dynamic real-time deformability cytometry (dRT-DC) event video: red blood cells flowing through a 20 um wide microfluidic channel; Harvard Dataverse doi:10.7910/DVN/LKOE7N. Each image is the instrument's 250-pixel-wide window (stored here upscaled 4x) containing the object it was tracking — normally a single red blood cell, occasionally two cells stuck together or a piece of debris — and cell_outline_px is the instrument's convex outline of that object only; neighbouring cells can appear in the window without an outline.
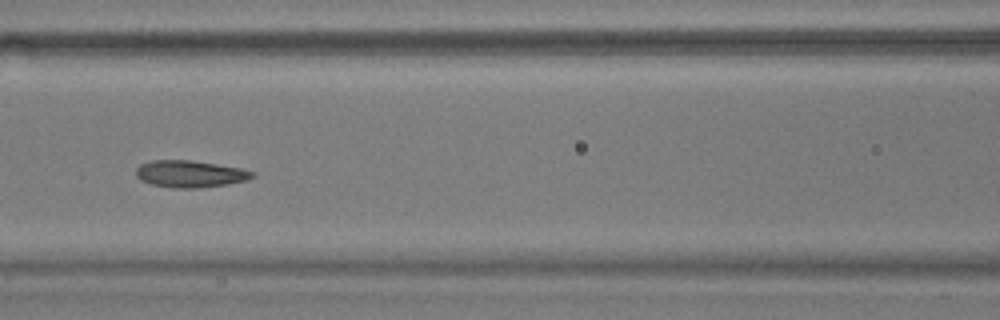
{"species": "common noctule bat (a hibernating species)", "species_latin": "Nyctalus noctula", "temperature_condition": "warm", "stored_images_in_passage": 30, "camera_frame_rate_fps": 3000, "um_per_image_px": 0.085, "animal": {"sex": "male", "body_mass_g": 17.9}, "frame": {"image": 1, "passage_image": 9, "time_ms": 2.667, "image_size_px": [1000, 320], "cell_outline_px": [[256, 176], [248, 180], [228, 184], [200, 188], [172, 188], [152, 184], [140, 180], [136, 176], [136, 168], [140, 164], [152, 160], [192, 160], [240, 168], [256, 172]], "centroid_in_image_um": [16.17, 14.78], "position_along_channel_um": 150.4, "area_um2": 18.44}}
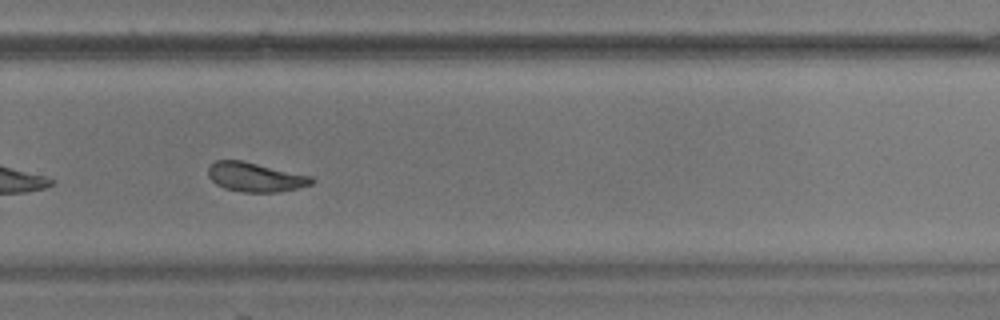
{"frame": {"image": 2, "passage_image": 22, "time_ms": 7.0, "image_size_px": [1000, 320], "cell_outline_px": [[316, 180], [312, 184], [280, 192], [240, 192], [224, 188], [216, 184], [208, 176], [208, 168], [216, 160], [244, 160], [312, 176]], "centroid_in_image_um": [21.71, 15.05], "position_along_channel_um": 308.1, "area_um2": 17.8}, "authors_computed_cell_mechanics": {"area_um2": 17.8313, "velocity_mm_per_s": 3.6578, "shape_relaxation_time_tau1_ms": 4.9485, "shape_relaxation_time_tau2_ms": 2.3437, "deformation_change_tau1": 0.1437, "deformation_change_tau2": 0.0817}}